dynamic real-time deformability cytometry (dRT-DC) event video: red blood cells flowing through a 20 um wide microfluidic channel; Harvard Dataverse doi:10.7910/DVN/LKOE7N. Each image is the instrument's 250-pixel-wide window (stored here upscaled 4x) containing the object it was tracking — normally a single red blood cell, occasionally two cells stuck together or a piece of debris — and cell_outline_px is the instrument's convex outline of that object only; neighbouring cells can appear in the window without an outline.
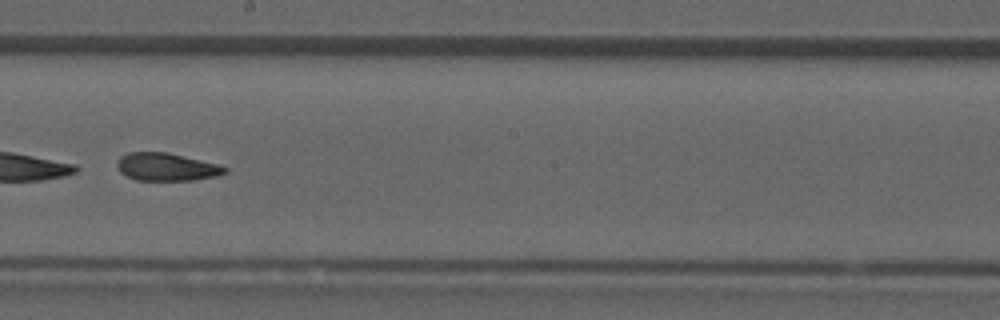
{"species": "common noctule bat (a hibernating species)", "species_latin": "Nyctalus noctula", "temperature_condition": "room temperature", "stored_images_in_passage": 13, "camera_frame_rate_fps": 3000, "um_per_image_px": 0.085, "animal": {"sex": "male", "forearm_length_mm": 52.5}, "frame": {"image": 1, "passage_image": 8, "time_ms": 2.333, "image_size_px": [1000, 320], "cell_outline_px": [[228, 172], [220, 176], [192, 180], [136, 180], [120, 172], [116, 164], [116, 160], [120, 156], [128, 152], [168, 152], [220, 164], [228, 168]], "centroid_in_image_um": [14.19, 14.18], "position_along_channel_um": 234.0, "area_um2": 17.74}}
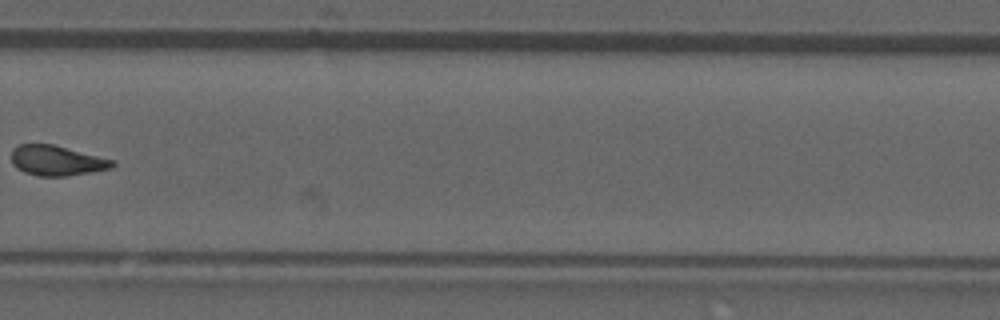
{"frame": {"image": 2, "passage_image": 10, "time_ms": 3.0, "image_size_px": [1000, 320], "cell_outline_px": [[116, 164], [112, 168], [68, 176], [40, 176], [24, 172], [16, 168], [12, 164], [12, 148], [20, 144], [52, 144], [116, 160]], "centroid_in_image_um": [4.84, 13.65], "position_along_channel_um": 325.0, "area_um2": 17.8}}